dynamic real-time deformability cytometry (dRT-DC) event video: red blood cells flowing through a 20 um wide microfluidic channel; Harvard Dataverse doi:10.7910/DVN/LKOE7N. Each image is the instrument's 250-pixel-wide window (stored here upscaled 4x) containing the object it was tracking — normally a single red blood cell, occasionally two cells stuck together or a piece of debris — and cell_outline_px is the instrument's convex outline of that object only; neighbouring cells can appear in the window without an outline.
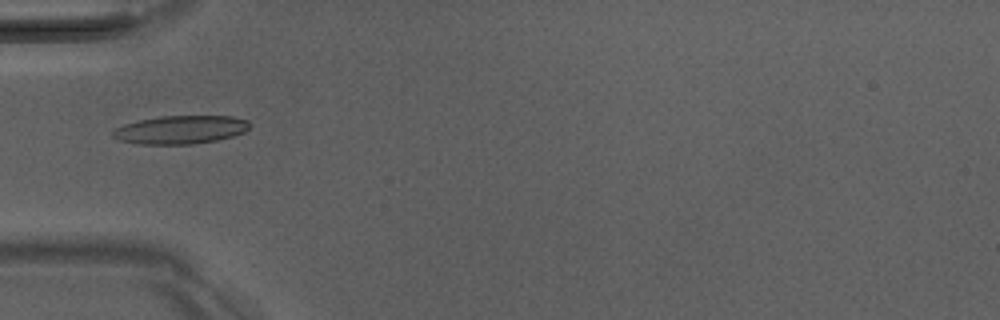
{"species": "Egyptian fruit bat (a non-hibernating species)", "species_latin": "Rousettus aegyptiacus", "temperature_condition": "room temperature", "stored_images_in_passage": 30, "camera_frame_rate_fps": 3000, "um_per_image_px": 0.085, "animal": {"sex": "male"}, "frame": {"image": 1, "passage_image": 1, "time_ms": 0.0, "image_size_px": [1000, 320], "cell_outline_px": [[252, 124], [244, 132], [232, 136], [216, 140], [192, 144], [140, 144], [120, 140], [112, 136], [112, 132], [116, 128], [124, 124], [140, 120], [160, 116], [232, 116], [248, 120]], "centroid_in_image_um": [15.37, 11.02], "position_along_channel_um": 69.6, "area_um2": 22.48}, "authors_computed_cell_mechanics": {"area_um2": 19.652, "velocity_mm_per_s": 4.1011, "shape_relaxation_time_tau1_ms": 3.7517, "shape_relaxation_time_tau2_ms": 1.3527, "deformation_change_tau1": 0.1841, "deformation_change_tau2": 0.0861}}